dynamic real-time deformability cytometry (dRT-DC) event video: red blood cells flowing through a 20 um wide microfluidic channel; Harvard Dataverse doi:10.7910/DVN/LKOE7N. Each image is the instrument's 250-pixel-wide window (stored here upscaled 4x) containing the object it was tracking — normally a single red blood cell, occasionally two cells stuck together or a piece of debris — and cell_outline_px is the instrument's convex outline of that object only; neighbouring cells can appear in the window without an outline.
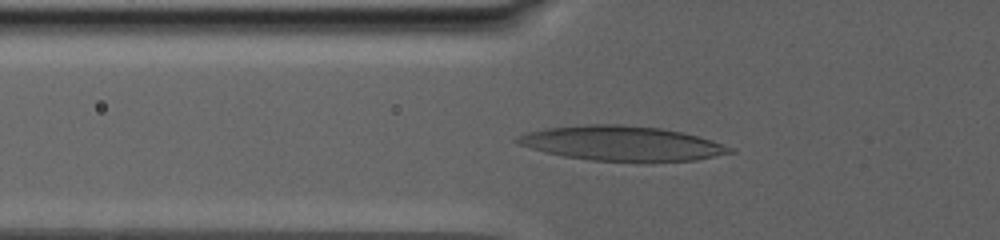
{"species": "human", "species_latin": "Homo sapiens", "temperature_condition": "warm", "stored_images_in_passage": 30, "camera_frame_rate_fps": 3000, "um_per_image_px": 0.085, "donor": {"sex": "male"}, "frame": {"image": 1, "passage_image": 12, "time_ms": 8.0, "image_size_px": [1000, 240], "cell_outline_px": [[736, 152], [696, 160], [592, 160], [564, 156], [532, 148], [520, 144], [512, 140], [516, 136], [528, 132], [544, 128], [588, 124], [620, 124], [660, 128], [680, 132], [712, 140], [732, 148]], "centroid_in_image_um": [52.83, 12.16], "position_along_channel_um": 73.0, "area_um2": 42.14}}
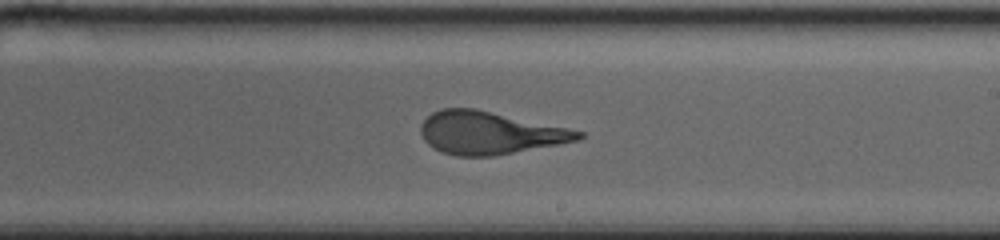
{"frame": {"image": 2, "passage_image": 21, "time_ms": 14.667, "image_size_px": [1000, 240], "cell_outline_px": [[584, 136], [580, 140], [492, 156], [456, 156], [440, 152], [428, 144], [424, 140], [420, 132], [420, 124], [432, 112], [440, 108], [476, 108], [568, 128], [584, 132]], "centroid_in_image_um": [41.59, 11.29], "position_along_channel_um": 247.4, "area_um2": 39.19}}
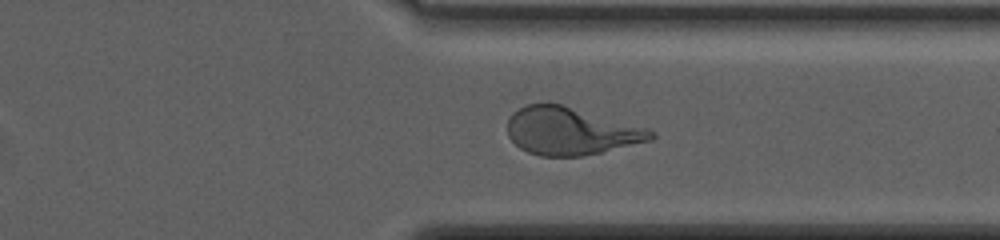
{"frame": {"image": 3, "passage_image": 27, "time_ms": 19.0, "image_size_px": [1000, 240], "cell_outline_px": [[656, 136], [652, 140], [600, 152], [580, 156], [540, 156], [528, 152], [520, 148], [508, 136], [508, 116], [512, 112], [528, 104], [548, 100], [648, 128]], "centroid_in_image_um": [48.47, 11.11], "position_along_channel_um": 362.9, "area_um2": 40.0}, "authors_computed_cell_mechanics": {"area_um2": 40.2288, "velocity_mm_per_s": 2.6667, "shape_relaxation_time_tau1_ms": 8.4386, "shape_relaxation_time_tau2_ms": 1.5908, "deformation_change_tau1": 0.2697, "deformation_change_tau2": 0.1102}}